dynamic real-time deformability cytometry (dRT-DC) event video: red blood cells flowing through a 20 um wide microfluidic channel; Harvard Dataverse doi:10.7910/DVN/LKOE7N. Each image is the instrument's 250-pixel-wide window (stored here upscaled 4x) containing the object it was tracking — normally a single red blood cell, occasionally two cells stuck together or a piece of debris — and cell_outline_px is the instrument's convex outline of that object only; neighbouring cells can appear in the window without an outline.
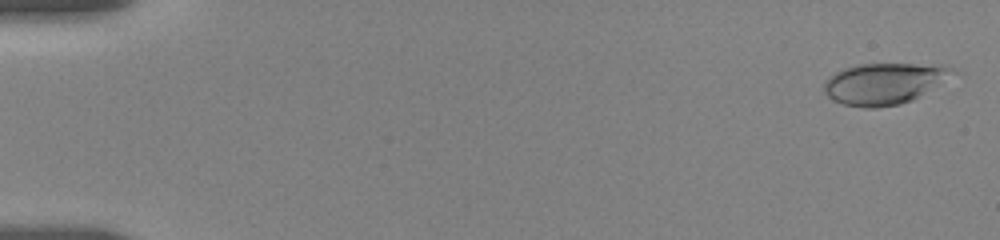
{"species": "human", "species_latin": "Homo sapiens", "temperature_condition": "room temperature", "stored_images_in_passage": 24, "camera_frame_rate_fps": 3000, "um_per_image_px": 0.085, "donor": {"sex": "female"}, "frame": {"image": 1, "passage_image": 2, "time_ms": 0.333, "image_size_px": [1000, 240], "cell_outline_px": [[960, 72], [912, 100], [900, 104], [876, 108], [864, 108], [844, 104], [832, 100], [824, 92], [824, 80], [836, 72], [844, 68], [860, 64], [940, 64], [952, 68]], "centroid_in_image_um": [75.18, 7.1], "position_along_channel_um": 9.8, "area_um2": 31.1}}
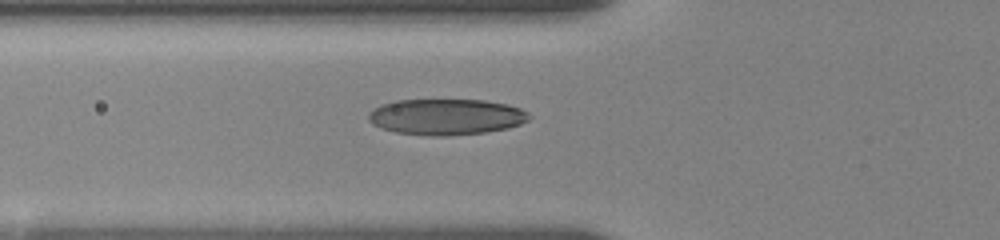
{"frame": {"image": 2, "passage_image": 18, "time_ms": 6.667, "image_size_px": [1000, 240], "cell_outline_px": [[532, 116], [528, 120], [520, 124], [508, 128], [484, 132], [448, 136], [432, 136], [396, 132], [380, 128], [372, 124], [368, 120], [368, 112], [380, 104], [396, 100], [484, 100], [508, 104], [520, 108], [528, 112]], "centroid_in_image_um": [37.91, 9.93], "position_along_channel_um": 87.9, "area_um2": 33.93}}
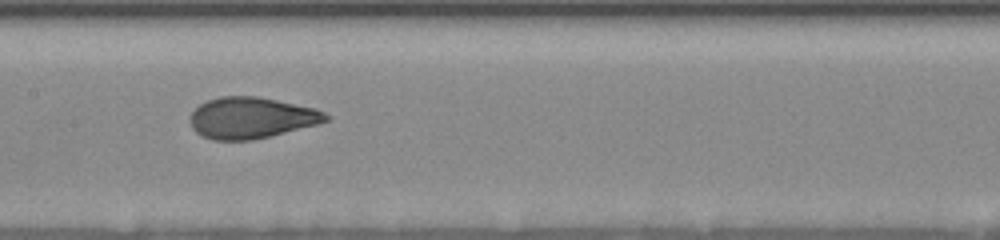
{"frame": {"image": 3, "passage_image": 23, "time_ms": 9.333, "image_size_px": [1000, 240], "cell_outline_px": [[328, 120], [316, 124], [252, 140], [212, 140], [200, 136], [192, 128], [188, 120], [192, 112], [200, 104], [208, 100], [220, 96], [256, 96], [316, 108], [324, 112], [328, 116]], "centroid_in_image_um": [21.3, 10.01], "position_along_channel_um": 186.1, "area_um2": 32.43}}